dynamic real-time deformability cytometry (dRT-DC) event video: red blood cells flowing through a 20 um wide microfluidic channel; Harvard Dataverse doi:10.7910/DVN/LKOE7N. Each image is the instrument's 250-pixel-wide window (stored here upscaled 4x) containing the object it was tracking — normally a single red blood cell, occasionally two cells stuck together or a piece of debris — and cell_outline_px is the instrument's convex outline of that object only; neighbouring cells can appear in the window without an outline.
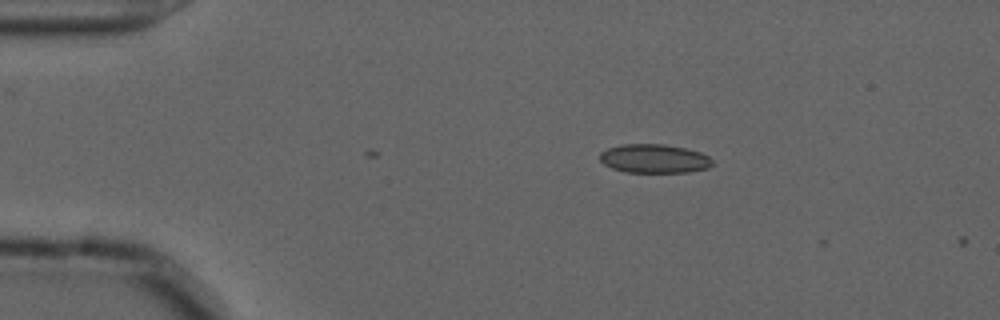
{"species": "common noctule bat (a hibernating species)", "species_latin": "Nyctalus noctula", "temperature_condition": "cold", "stored_images_in_passage": 3, "camera_frame_rate_fps": 3000, "um_per_image_px": 0.085, "animal": {"sex": "male", "forearm_length_mm": 52.5}, "frame": {"image": 1, "passage_image": 3, "time_ms": 0.667, "image_size_px": [1000, 320], "cell_outline_px": [[712, 164], [708, 168], [688, 172], [624, 172], [612, 168], [604, 164], [600, 160], [600, 152], [608, 148], [624, 144], [664, 144], [688, 148], [700, 152], [708, 156], [712, 160]], "centroid_in_image_um": [55.61, 13.48], "position_along_channel_um": 29.4, "area_um2": 18.96}}